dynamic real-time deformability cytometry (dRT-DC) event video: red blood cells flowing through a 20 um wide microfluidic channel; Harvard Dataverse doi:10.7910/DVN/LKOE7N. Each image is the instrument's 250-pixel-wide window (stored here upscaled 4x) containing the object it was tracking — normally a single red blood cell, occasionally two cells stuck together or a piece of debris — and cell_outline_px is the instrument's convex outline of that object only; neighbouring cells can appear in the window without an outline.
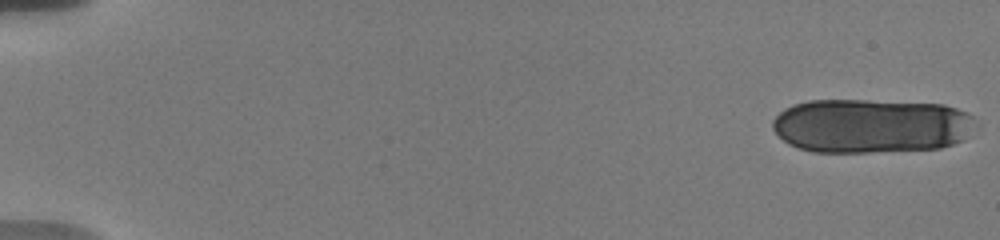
{"species": "human", "species_latin": "Homo sapiens", "temperature_condition": "warm", "stored_images_in_passage": 19, "camera_frame_rate_fps": 3000, "um_per_image_px": 0.085, "donor": {"sex": "male"}, "frame": {"image": 1, "passage_image": 1, "time_ms": 0.0, "image_size_px": [1000, 240], "cell_outline_px": [[972, 116], [964, 140], [940, 148], [868, 152], [812, 152], [788, 144], [772, 128], [772, 120], [784, 108], [792, 104], [808, 100], [868, 100], [944, 104], [968, 112]], "centroid_in_image_um": [73.97, 10.68], "position_along_channel_um": 11.0, "area_um2": 64.1}}